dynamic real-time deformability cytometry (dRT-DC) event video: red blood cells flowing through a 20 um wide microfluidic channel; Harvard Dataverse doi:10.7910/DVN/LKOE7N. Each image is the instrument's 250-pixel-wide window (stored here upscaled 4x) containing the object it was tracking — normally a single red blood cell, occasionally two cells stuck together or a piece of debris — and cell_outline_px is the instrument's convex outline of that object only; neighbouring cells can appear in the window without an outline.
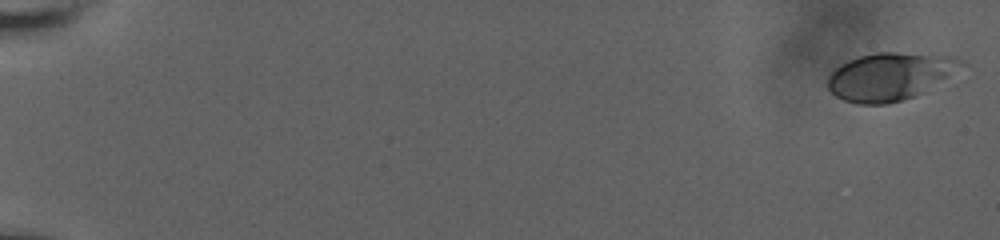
{"species": "human", "species_latin": "Homo sapiens", "temperature_condition": "room temperature", "stored_images_in_passage": 60, "camera_frame_rate_fps": 3000, "um_per_image_px": 0.085, "donor": {"sex": "male"}, "frame": {"image": 1, "passage_image": 1, "time_ms": 0.0, "image_size_px": [1000, 240], "cell_outline_px": [[968, 64], [924, 92], [904, 100], [888, 104], [856, 104], [844, 100], [836, 96], [828, 88], [828, 76], [840, 64], [848, 60], [860, 56], [876, 52], [896, 52], [956, 56]], "centroid_in_image_um": [75.67, 6.49], "position_along_channel_um": 9.3, "area_um2": 37.28}}
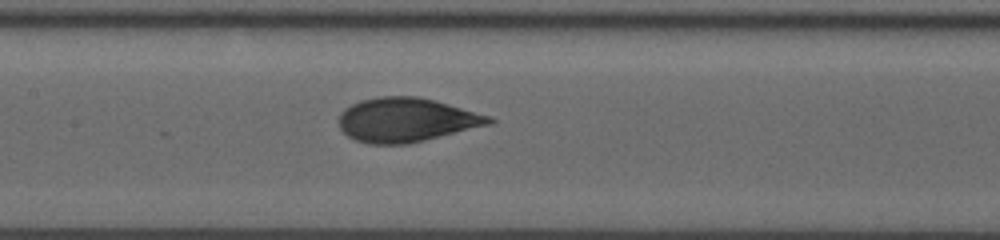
{"frame": {"image": 2, "passage_image": 32, "time_ms": 10.333, "image_size_px": [1000, 240], "cell_outline_px": [[496, 120], [492, 124], [408, 144], [368, 144], [356, 140], [348, 136], [340, 128], [340, 112], [344, 108], [360, 100], [376, 96], [416, 96], [436, 100], [492, 116]], "centroid_in_image_um": [34.56, 10.18], "position_along_channel_um": 172.8, "area_um2": 38.84}}
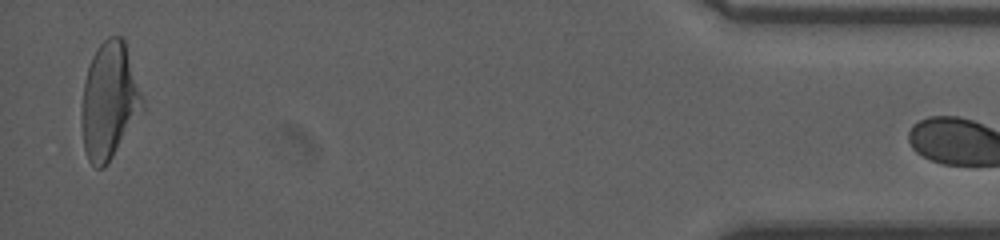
{"frame": {"image": 3, "passage_image": 59, "time_ms": 19.333, "image_size_px": [1000, 240], "cell_outline_px": [[144, 108], [104, 168], [96, 168], [88, 160], [84, 148], [80, 116], [80, 112], [84, 84], [88, 68], [92, 56], [96, 48], [108, 36], [120, 36], [124, 40], [144, 100]], "centroid_in_image_um": [9.27, 8.57], "position_along_channel_um": 425.9, "area_um2": 41.04}}